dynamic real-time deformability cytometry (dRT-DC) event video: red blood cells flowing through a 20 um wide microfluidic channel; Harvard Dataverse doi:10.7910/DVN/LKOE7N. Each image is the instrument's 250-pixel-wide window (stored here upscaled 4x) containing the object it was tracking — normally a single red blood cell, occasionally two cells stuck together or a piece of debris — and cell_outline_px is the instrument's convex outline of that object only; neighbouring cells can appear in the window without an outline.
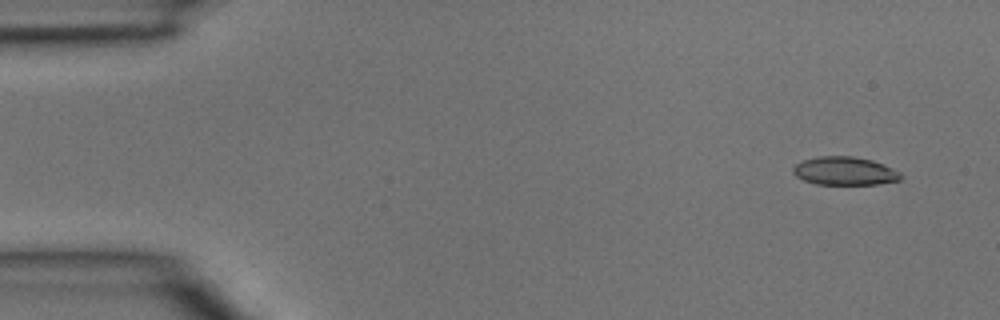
{"species": "common noctule bat (a hibernating species)", "species_latin": "Nyctalus noctula", "temperature_condition": "room temperature", "stored_images_in_passage": 4, "camera_frame_rate_fps": 3000, "um_per_image_px": 0.085, "animal": {"sex": "male", "body_mass_g": 15.6}, "frame": {"image": 1, "passage_image": 1, "time_ms": 0.0, "image_size_px": [1000, 320], "cell_outline_px": [[900, 180], [876, 184], [816, 184], [804, 180], [796, 176], [792, 172], [792, 168], [796, 164], [804, 160], [820, 156], [852, 156], [872, 160], [892, 168], [900, 172]], "centroid_in_image_um": [71.77, 14.53], "position_along_channel_um": 13.2, "area_um2": 17.57}}
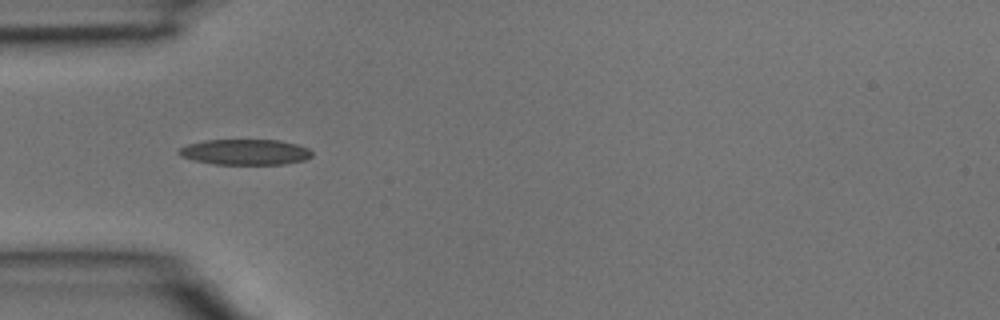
{"frame": {"image": 2, "passage_image": 4, "time_ms": 1.0, "image_size_px": [1000, 320], "cell_outline_px": [[312, 156], [304, 160], [284, 164], [216, 164], [196, 160], [180, 156], [176, 152], [180, 148], [188, 144], [204, 140], [280, 140], [296, 144], [308, 148], [312, 152]], "centroid_in_image_um": [20.84, 12.92], "position_along_channel_um": 64.2, "area_um2": 19.77}}